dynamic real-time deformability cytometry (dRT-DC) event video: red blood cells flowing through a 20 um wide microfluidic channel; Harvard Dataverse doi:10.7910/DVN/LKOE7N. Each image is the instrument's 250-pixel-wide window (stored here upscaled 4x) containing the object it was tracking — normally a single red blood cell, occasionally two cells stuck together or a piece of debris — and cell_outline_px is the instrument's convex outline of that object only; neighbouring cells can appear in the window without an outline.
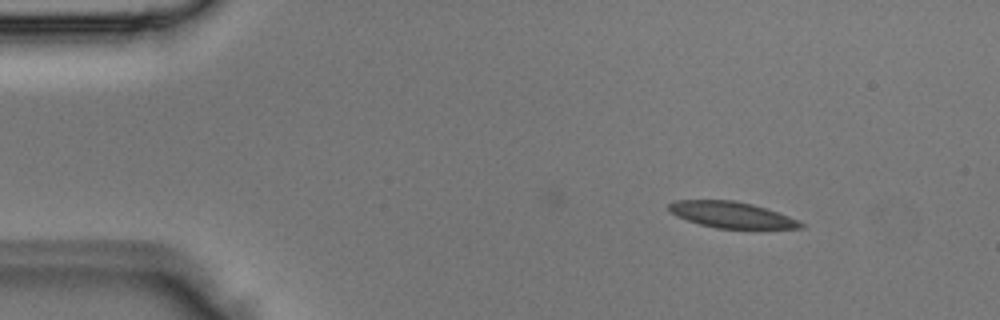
{"species": "Egyptian fruit bat (a non-hibernating species)", "species_latin": "Rousettus aegyptiacus", "temperature_condition": "room temperature", "stored_images_in_passage": 3, "camera_frame_rate_fps": 3000, "um_per_image_px": 0.085, "animal": {"sex": "male"}, "frame": {"image": 1, "passage_image": 1, "time_ms": 0.0, "image_size_px": [1000, 320], "cell_outline_px": [[804, 228], [716, 228], [700, 224], [676, 216], [668, 208], [668, 204], [676, 200], [736, 200], [752, 204], [800, 220], [804, 224]], "centroid_in_image_um": [62.18, 18.25], "position_along_channel_um": 22.8, "area_um2": 19.83}}
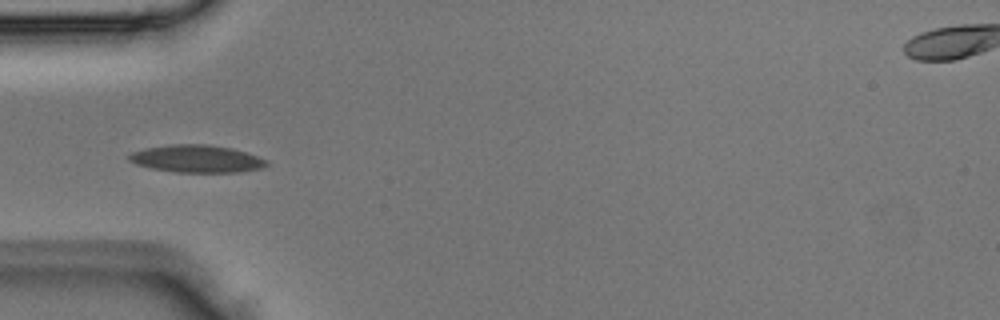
{"frame": {"image": 2, "passage_image": 3, "time_ms": 0.667, "image_size_px": [1000, 320], "cell_outline_px": [[268, 164], [260, 168], [240, 172], [176, 172], [152, 168], [136, 164], [128, 160], [128, 156], [132, 152], [144, 148], [172, 144], [208, 144], [232, 148], [268, 160]], "centroid_in_image_um": [16.7, 13.49], "position_along_channel_um": 68.3, "area_um2": 21.91}}